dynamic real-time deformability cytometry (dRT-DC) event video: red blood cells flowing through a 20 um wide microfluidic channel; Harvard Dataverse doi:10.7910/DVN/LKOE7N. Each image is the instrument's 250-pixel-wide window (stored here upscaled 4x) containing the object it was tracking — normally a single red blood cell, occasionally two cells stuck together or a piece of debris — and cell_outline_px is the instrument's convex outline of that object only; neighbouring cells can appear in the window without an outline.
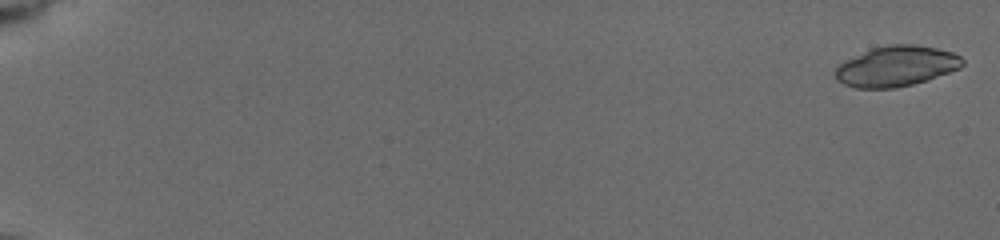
{"species": "common noctule bat (a hibernating species)", "species_latin": "Nyctalus noctula", "temperature_condition": "cold", "stored_images_in_passage": 57, "camera_frame_rate_fps": 3000, "um_per_image_px": 0.085, "animal": {"sex": "female", "body_mass_g": 19.5, "forearm_length_mm": 54.1}, "frame": {"image": 1, "passage_image": 2, "time_ms": 0.333, "image_size_px": [1000, 240], "cell_outline_px": [[964, 64], [960, 68], [928, 80], [896, 88], [856, 88], [844, 84], [836, 80], [832, 72], [840, 64], [872, 48], [888, 44], [916, 44], [936, 48], [952, 52], [960, 56], [964, 60]], "centroid_in_image_um": [76.2, 5.63], "position_along_channel_um": 8.8, "area_um2": 29.94}}